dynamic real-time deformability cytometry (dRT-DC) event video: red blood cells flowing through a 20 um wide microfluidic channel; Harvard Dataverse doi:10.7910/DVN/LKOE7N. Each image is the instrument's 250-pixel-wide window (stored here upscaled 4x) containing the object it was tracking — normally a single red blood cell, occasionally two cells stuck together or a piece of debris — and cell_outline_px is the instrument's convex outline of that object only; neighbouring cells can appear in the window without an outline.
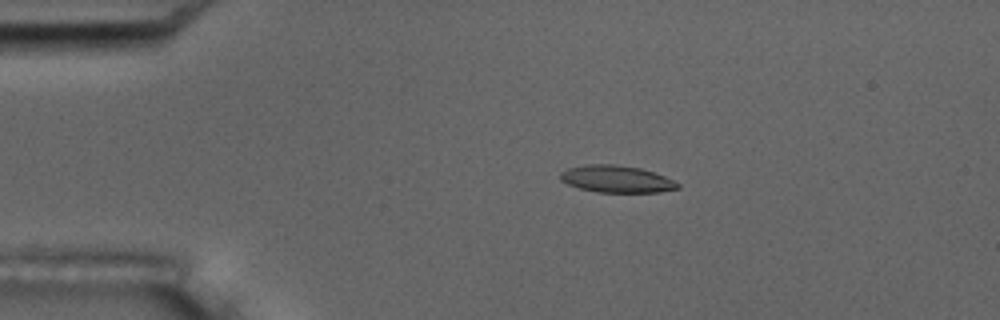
{"species": "common noctule bat (a hibernating species)", "species_latin": "Nyctalus noctula", "temperature_condition": "room temperature", "stored_images_in_passage": 6, "camera_frame_rate_fps": 3000, "um_per_image_px": 0.085, "animal": {"sex": "male", "body_mass_g": 17.5, "forearm_length_mm": 52.3}, "frame": {"image": 1, "passage_image": 4, "time_ms": 1.0, "image_size_px": [1000, 320], "cell_outline_px": [[680, 188], [660, 192], [596, 192], [580, 188], [568, 184], [560, 180], [560, 172], [568, 168], [584, 164], [612, 164], [640, 168], [664, 176], [680, 184]], "centroid_in_image_um": [52.38, 15.22], "position_along_channel_um": 32.6, "area_um2": 18.44}}